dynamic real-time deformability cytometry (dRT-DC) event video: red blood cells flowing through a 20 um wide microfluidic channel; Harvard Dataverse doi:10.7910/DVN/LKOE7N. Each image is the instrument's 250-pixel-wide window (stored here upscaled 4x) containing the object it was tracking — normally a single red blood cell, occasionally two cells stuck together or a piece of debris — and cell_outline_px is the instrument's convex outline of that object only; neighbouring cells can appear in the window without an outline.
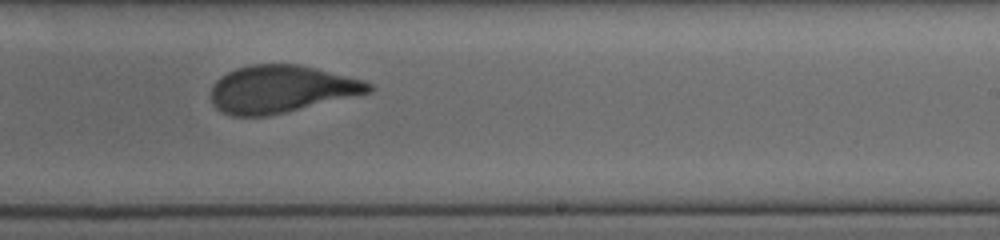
{"species": "human", "species_latin": "Homo sapiens", "temperature_condition": "cold", "stored_images_in_passage": 16, "camera_frame_rate_fps": 3000, "um_per_image_px": 0.085, "donor": {"sex": "female"}, "frame": {"image": 1, "passage_image": 10, "time_ms": 5.333, "image_size_px": [1000, 240], "cell_outline_px": [[372, 92], [268, 116], [232, 116], [216, 108], [212, 104], [212, 84], [220, 76], [236, 68], [248, 64], [296, 64], [316, 68], [364, 80], [372, 84]], "centroid_in_image_um": [23.88, 7.57], "position_along_channel_um": 265.1, "area_um2": 43.52}}